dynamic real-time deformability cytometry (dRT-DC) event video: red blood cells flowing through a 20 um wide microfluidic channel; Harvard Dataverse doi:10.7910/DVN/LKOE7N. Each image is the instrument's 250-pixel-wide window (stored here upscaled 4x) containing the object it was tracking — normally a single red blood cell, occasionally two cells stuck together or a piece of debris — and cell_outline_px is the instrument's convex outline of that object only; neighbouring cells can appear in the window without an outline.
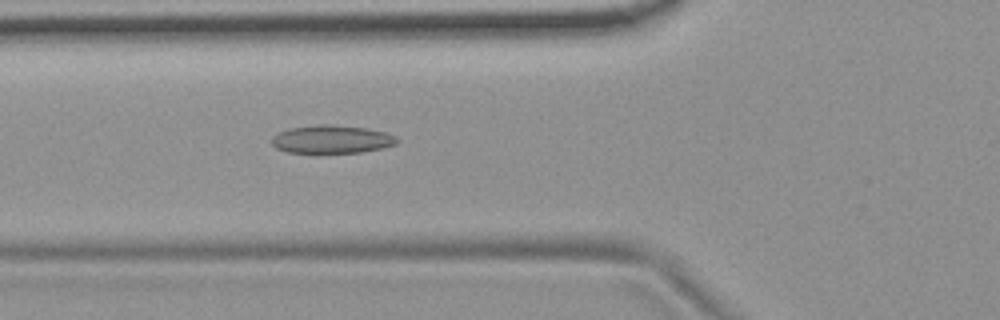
{"species": "common noctule bat (a hibernating species)", "species_latin": "Nyctalus noctula", "temperature_condition": "room temperature", "stored_images_in_passage": 50, "camera_frame_rate_fps": 3000, "um_per_image_px": 0.085, "animal": {"sex": "female", "body_mass_g": 19.9}, "frame": {"image": 1, "passage_image": 20, "time_ms": 6.333, "image_size_px": [1000, 320], "cell_outline_px": [[400, 140], [396, 144], [380, 148], [360, 152], [316, 156], [312, 156], [288, 152], [276, 148], [272, 144], [272, 136], [288, 128], [320, 124], [328, 124], [368, 128], [384, 132], [396, 136]], "centroid_in_image_um": [28.15, 11.89], "position_along_channel_um": 97.6, "area_um2": 21.44}}
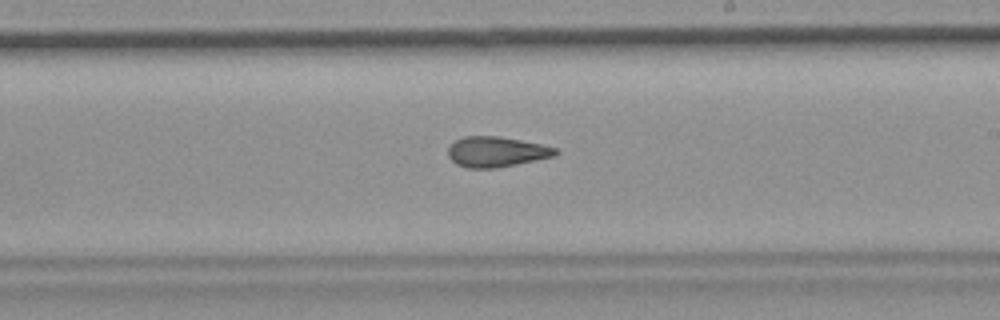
{"frame": {"image": 2, "passage_image": 32, "time_ms": 10.333, "image_size_px": [1000, 320], "cell_outline_px": [[560, 152], [556, 156], [496, 168], [468, 168], [456, 164], [448, 156], [448, 148], [456, 140], [464, 136], [500, 136], [560, 148]], "centroid_in_image_um": [42.23, 12.9], "position_along_channel_um": 246.8, "area_um2": 19.07}}
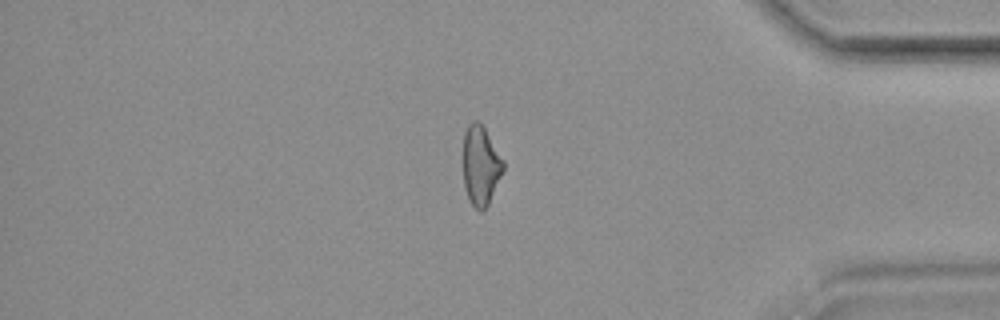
{"frame": {"image": 3, "passage_image": 46, "time_ms": 15.0, "image_size_px": [1000, 320], "cell_outline_px": [[504, 168], [488, 204], [484, 212], [480, 212], [472, 204], [468, 196], [464, 184], [464, 132], [468, 124], [472, 120], [476, 120], [484, 128], [504, 160]], "centroid_in_image_um": [40.86, 14.06], "position_along_channel_um": 394.3, "area_um2": 18.26}}